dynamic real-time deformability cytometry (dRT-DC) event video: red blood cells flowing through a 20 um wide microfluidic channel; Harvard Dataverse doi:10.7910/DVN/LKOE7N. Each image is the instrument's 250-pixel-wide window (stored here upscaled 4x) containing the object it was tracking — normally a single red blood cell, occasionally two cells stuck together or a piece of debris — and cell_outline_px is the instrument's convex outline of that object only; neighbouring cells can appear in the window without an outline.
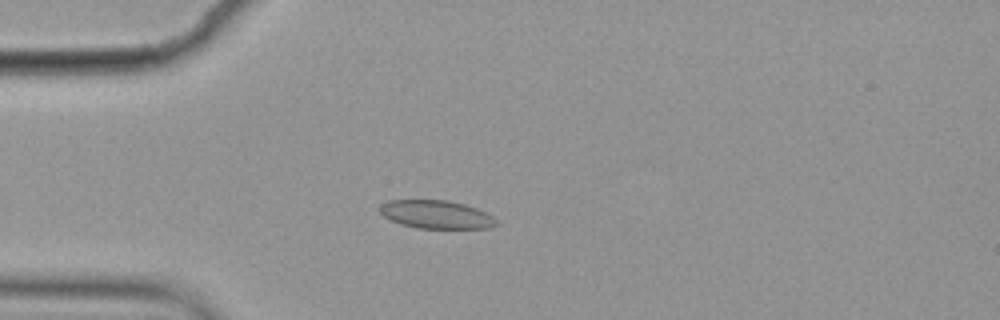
{"species": "common noctule bat (a hibernating species)", "species_latin": "Nyctalus noctula", "temperature_condition": "cold", "stored_images_in_passage": 10, "camera_frame_rate_fps": 3000, "um_per_image_px": 0.085, "animal": {"sex": "female", "body_mass_g": 19.9}, "frame": {"image": 1, "passage_image": 1, "time_ms": 0.0, "image_size_px": [1000, 320], "cell_outline_px": [[496, 224], [492, 228], [416, 228], [400, 224], [384, 216], [380, 212], [380, 204], [388, 200], [448, 200], [464, 204], [476, 208], [492, 216], [496, 220]], "centroid_in_image_um": [37.06, 18.23], "position_along_channel_um": 47.9, "area_um2": 19.07}}
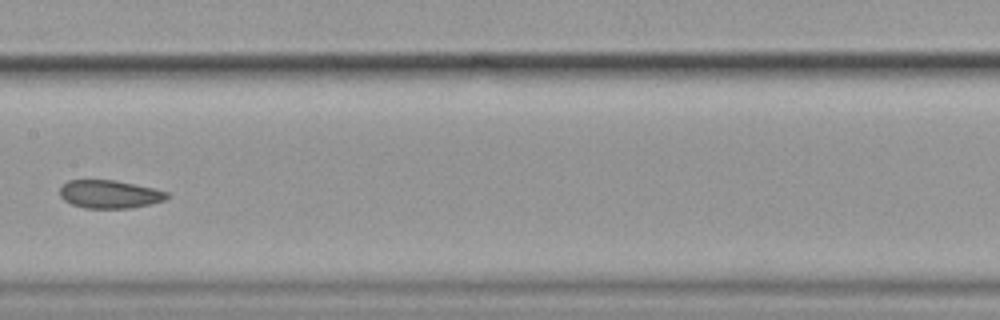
{"frame": {"image": 2, "passage_image": 5, "time_ms": 1.333, "image_size_px": [1000, 320], "cell_outline_px": [[168, 196], [164, 200], [148, 204], [128, 208], [84, 208], [72, 204], [64, 200], [60, 196], [60, 188], [68, 180], [116, 180], [152, 188], [168, 192]], "centroid_in_image_um": [9.28, 16.5], "position_along_channel_um": 198.1, "area_um2": 17.34}}
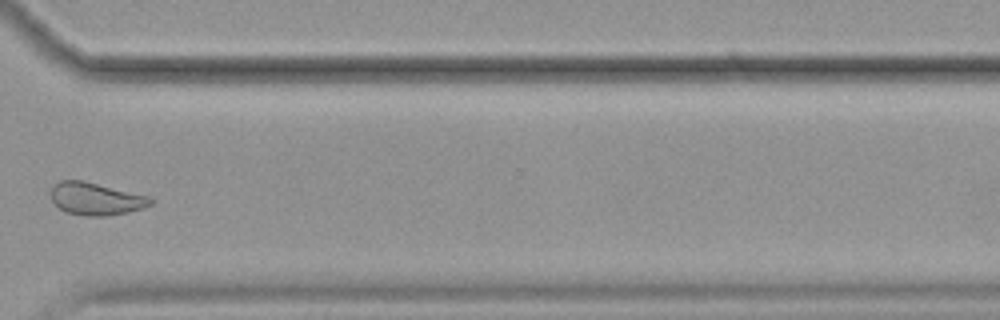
{"frame": {"image": 3, "passage_image": 9, "time_ms": 2.667, "image_size_px": [1000, 320], "cell_outline_px": [[152, 204], [144, 208], [128, 212], [108, 216], [84, 216], [64, 212], [52, 200], [52, 184], [60, 180], [84, 180], [148, 196], [152, 200]], "centroid_in_image_um": [8.14, 16.9], "position_along_channel_um": 362.5, "area_um2": 18.96}}